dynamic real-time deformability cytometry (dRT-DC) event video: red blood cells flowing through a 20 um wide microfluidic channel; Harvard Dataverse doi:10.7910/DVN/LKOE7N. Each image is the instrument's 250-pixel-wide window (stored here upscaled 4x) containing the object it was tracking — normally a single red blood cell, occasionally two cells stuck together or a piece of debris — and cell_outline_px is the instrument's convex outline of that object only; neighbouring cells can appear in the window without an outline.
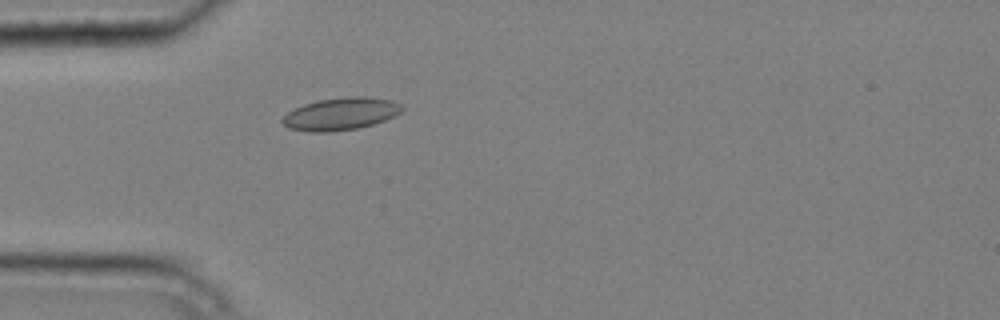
{"species": "common noctule bat (a hibernating species)", "species_latin": "Nyctalus noctula", "temperature_condition": "cold", "stored_images_in_passage": 1, "camera_frame_rate_fps": 3000, "um_per_image_px": 0.085, "animal": {"sex": "male", "body_mass_g": 20.4}, "frame": {"image": 1, "passage_image": 1, "time_ms": 0.0, "image_size_px": [1000, 320], "cell_outline_px": [[404, 108], [400, 112], [384, 120], [360, 128], [332, 132], [308, 132], [288, 128], [280, 120], [288, 112], [304, 104], [320, 100], [344, 96], [364, 96], [392, 100], [400, 104]], "centroid_in_image_um": [28.95, 9.68], "position_along_channel_um": 56.1, "area_um2": 22.6}}